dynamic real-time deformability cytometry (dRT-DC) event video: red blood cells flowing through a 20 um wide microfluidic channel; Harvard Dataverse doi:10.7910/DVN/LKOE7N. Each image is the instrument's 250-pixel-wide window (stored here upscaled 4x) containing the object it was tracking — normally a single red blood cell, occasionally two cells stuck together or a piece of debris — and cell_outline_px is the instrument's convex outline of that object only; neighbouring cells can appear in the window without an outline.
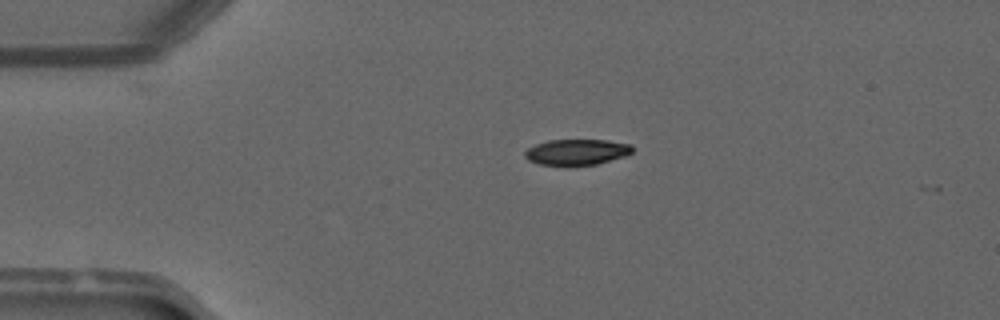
{"species": "common noctule bat (a hibernating species)", "species_latin": "Nyctalus noctula", "temperature_condition": "warm", "stored_images_in_passage": 40, "camera_frame_rate_fps": 3000, "um_per_image_px": 0.085, "animal": {"sex": "male", "forearm_length_mm": 52.5}, "frame": {"image": 1, "passage_image": 1, "time_ms": 0.0, "image_size_px": [1000, 320], "cell_outline_px": [[636, 148], [632, 152], [624, 156], [596, 164], [568, 168], [540, 164], [528, 160], [524, 156], [524, 152], [528, 148], [536, 144], [548, 140], [608, 140], [632, 144]], "centroid_in_image_um": [49.02, 12.95], "position_along_channel_um": 36.0, "area_um2": 16.76}}
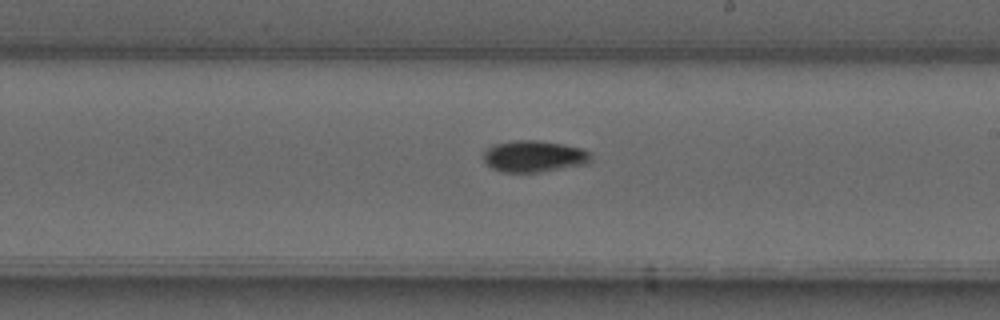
{"frame": {"image": 2, "passage_image": 19, "time_ms": 6.0, "image_size_px": [1000, 320], "cell_outline_px": [[592, 156], [588, 164], [540, 172], [504, 172], [492, 168], [484, 160], [484, 152], [488, 148], [496, 144], [512, 140], [536, 140], [564, 144], [580, 148], [588, 152]], "centroid_in_image_um": [45.41, 13.29], "position_along_channel_um": 243.6, "area_um2": 19.65}}
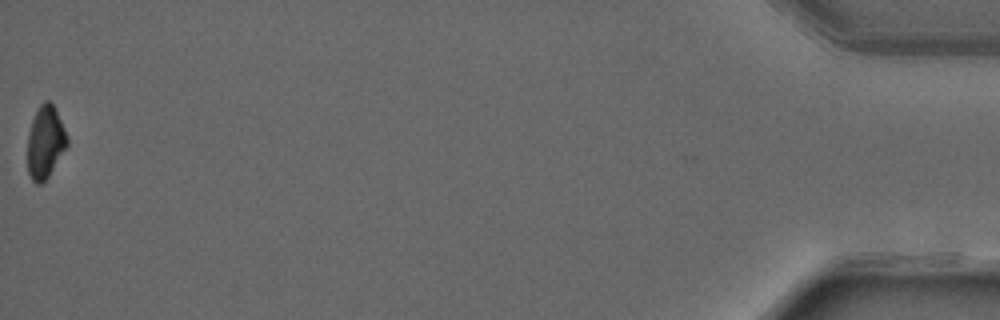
{"frame": {"image": 3, "passage_image": 40, "time_ms": 13.0, "image_size_px": [1000, 320], "cell_outline_px": [[68, 144], [48, 176], [40, 184], [36, 184], [32, 180], [28, 172], [28, 132], [32, 120], [40, 104], [44, 100], [48, 100], [52, 104], [68, 136]], "centroid_in_image_um": [3.84, 12.08], "position_along_channel_um": 431.4, "area_um2": 16.42}, "authors_computed_cell_mechanics": {"area_um2": 18.496, "velocity_mm_per_s": 4.1145, "shape_relaxation_time_tau1_ms": 3.4336, "shape_relaxation_time_tau2_ms": null, "deformation_change_tau1": 0.1437, "deformation_change_tau2": null}}